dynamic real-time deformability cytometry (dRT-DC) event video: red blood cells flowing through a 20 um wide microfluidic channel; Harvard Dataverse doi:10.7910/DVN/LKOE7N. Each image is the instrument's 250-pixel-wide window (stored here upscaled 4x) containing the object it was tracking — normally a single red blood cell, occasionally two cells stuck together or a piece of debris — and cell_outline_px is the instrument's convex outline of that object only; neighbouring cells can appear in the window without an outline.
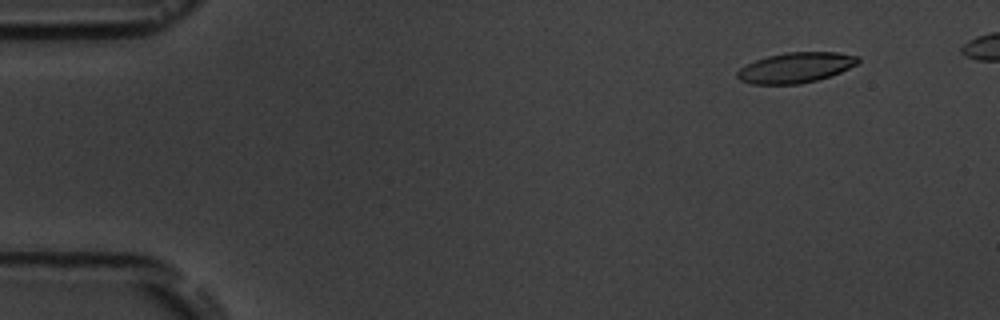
{"species": "common noctule bat (a hibernating species)", "species_latin": "Nyctalus noctula", "temperature_condition": "room temperature", "stored_images_in_passage": 5, "camera_frame_rate_fps": 3000, "um_per_image_px": 0.085, "animal": {"sex": "male", "body_mass_g": 19.5, "forearm_length_mm": 54.6}, "frame": {"image": 1, "passage_image": 1, "time_ms": 0.0, "image_size_px": [1000, 320], "cell_outline_px": [[860, 60], [856, 64], [840, 72], [816, 80], [800, 84], [752, 84], [740, 80], [736, 76], [736, 72], [740, 68], [756, 60], [768, 56], [784, 52], [836, 52], [860, 56]], "centroid_in_image_um": [67.62, 5.74], "position_along_channel_um": 17.4, "area_um2": 21.21}}